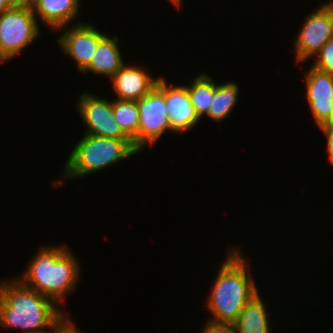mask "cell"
I'll return each mask as SVG.
<instances>
[{
	"instance_id": "17",
	"label": "cell",
	"mask_w": 333,
	"mask_h": 333,
	"mask_svg": "<svg viewBox=\"0 0 333 333\" xmlns=\"http://www.w3.org/2000/svg\"><path fill=\"white\" fill-rule=\"evenodd\" d=\"M185 87L199 118L207 116L215 91V81L207 73H200L190 86Z\"/></svg>"
},
{
	"instance_id": "15",
	"label": "cell",
	"mask_w": 333,
	"mask_h": 333,
	"mask_svg": "<svg viewBox=\"0 0 333 333\" xmlns=\"http://www.w3.org/2000/svg\"><path fill=\"white\" fill-rule=\"evenodd\" d=\"M267 307L260 294L255 295L242 309L233 324L236 333H270Z\"/></svg>"
},
{
	"instance_id": "21",
	"label": "cell",
	"mask_w": 333,
	"mask_h": 333,
	"mask_svg": "<svg viewBox=\"0 0 333 333\" xmlns=\"http://www.w3.org/2000/svg\"><path fill=\"white\" fill-rule=\"evenodd\" d=\"M67 316H64L54 327L53 331L50 333H82L80 330L75 328L73 323L68 320V318H65Z\"/></svg>"
},
{
	"instance_id": "6",
	"label": "cell",
	"mask_w": 333,
	"mask_h": 333,
	"mask_svg": "<svg viewBox=\"0 0 333 333\" xmlns=\"http://www.w3.org/2000/svg\"><path fill=\"white\" fill-rule=\"evenodd\" d=\"M139 109L138 135L132 140L141 152L143 147L153 145L165 133L171 131L165 102V78L160 76L149 93L137 100Z\"/></svg>"
},
{
	"instance_id": "14",
	"label": "cell",
	"mask_w": 333,
	"mask_h": 333,
	"mask_svg": "<svg viewBox=\"0 0 333 333\" xmlns=\"http://www.w3.org/2000/svg\"><path fill=\"white\" fill-rule=\"evenodd\" d=\"M119 38L106 35L97 46L89 66L82 72L93 73L94 75L108 76L110 79L125 64L123 54L118 47Z\"/></svg>"
},
{
	"instance_id": "20",
	"label": "cell",
	"mask_w": 333,
	"mask_h": 333,
	"mask_svg": "<svg viewBox=\"0 0 333 333\" xmlns=\"http://www.w3.org/2000/svg\"><path fill=\"white\" fill-rule=\"evenodd\" d=\"M319 128L326 136L328 158L333 165V123L323 124Z\"/></svg>"
},
{
	"instance_id": "1",
	"label": "cell",
	"mask_w": 333,
	"mask_h": 333,
	"mask_svg": "<svg viewBox=\"0 0 333 333\" xmlns=\"http://www.w3.org/2000/svg\"><path fill=\"white\" fill-rule=\"evenodd\" d=\"M240 250L237 247L227 252L228 256L211 285L205 307L213 316L208 323L233 325L245 305L259 293Z\"/></svg>"
},
{
	"instance_id": "25",
	"label": "cell",
	"mask_w": 333,
	"mask_h": 333,
	"mask_svg": "<svg viewBox=\"0 0 333 333\" xmlns=\"http://www.w3.org/2000/svg\"><path fill=\"white\" fill-rule=\"evenodd\" d=\"M168 1L174 4L173 6H176L177 8L180 7V4L182 3V0H168Z\"/></svg>"
},
{
	"instance_id": "12",
	"label": "cell",
	"mask_w": 333,
	"mask_h": 333,
	"mask_svg": "<svg viewBox=\"0 0 333 333\" xmlns=\"http://www.w3.org/2000/svg\"><path fill=\"white\" fill-rule=\"evenodd\" d=\"M139 65L128 66L124 64L121 69L111 78L112 88L117 99L137 101L147 95L157 84L160 77H152Z\"/></svg>"
},
{
	"instance_id": "19",
	"label": "cell",
	"mask_w": 333,
	"mask_h": 333,
	"mask_svg": "<svg viewBox=\"0 0 333 333\" xmlns=\"http://www.w3.org/2000/svg\"><path fill=\"white\" fill-rule=\"evenodd\" d=\"M313 67L333 76V38L327 41L314 55Z\"/></svg>"
},
{
	"instance_id": "7",
	"label": "cell",
	"mask_w": 333,
	"mask_h": 333,
	"mask_svg": "<svg viewBox=\"0 0 333 333\" xmlns=\"http://www.w3.org/2000/svg\"><path fill=\"white\" fill-rule=\"evenodd\" d=\"M296 37V62H305L333 38V1L321 5L304 18Z\"/></svg>"
},
{
	"instance_id": "24",
	"label": "cell",
	"mask_w": 333,
	"mask_h": 333,
	"mask_svg": "<svg viewBox=\"0 0 333 333\" xmlns=\"http://www.w3.org/2000/svg\"><path fill=\"white\" fill-rule=\"evenodd\" d=\"M10 8H11V5L8 3L7 0H0V14L9 10Z\"/></svg>"
},
{
	"instance_id": "2",
	"label": "cell",
	"mask_w": 333,
	"mask_h": 333,
	"mask_svg": "<svg viewBox=\"0 0 333 333\" xmlns=\"http://www.w3.org/2000/svg\"><path fill=\"white\" fill-rule=\"evenodd\" d=\"M52 300L24 286L17 278L0 283V326L22 330L21 333L46 331L65 316Z\"/></svg>"
},
{
	"instance_id": "16",
	"label": "cell",
	"mask_w": 333,
	"mask_h": 333,
	"mask_svg": "<svg viewBox=\"0 0 333 333\" xmlns=\"http://www.w3.org/2000/svg\"><path fill=\"white\" fill-rule=\"evenodd\" d=\"M238 95L239 87L236 83H215V91L213 92L207 117L217 122L225 120L237 104Z\"/></svg>"
},
{
	"instance_id": "9",
	"label": "cell",
	"mask_w": 333,
	"mask_h": 333,
	"mask_svg": "<svg viewBox=\"0 0 333 333\" xmlns=\"http://www.w3.org/2000/svg\"><path fill=\"white\" fill-rule=\"evenodd\" d=\"M105 36L93 25L77 22L72 28L64 29L58 37V44L65 55L76 61L78 70L83 72L91 63L98 43Z\"/></svg>"
},
{
	"instance_id": "4",
	"label": "cell",
	"mask_w": 333,
	"mask_h": 333,
	"mask_svg": "<svg viewBox=\"0 0 333 333\" xmlns=\"http://www.w3.org/2000/svg\"><path fill=\"white\" fill-rule=\"evenodd\" d=\"M138 152L132 140L84 134L64 164L63 177L72 180L90 175Z\"/></svg>"
},
{
	"instance_id": "8",
	"label": "cell",
	"mask_w": 333,
	"mask_h": 333,
	"mask_svg": "<svg viewBox=\"0 0 333 333\" xmlns=\"http://www.w3.org/2000/svg\"><path fill=\"white\" fill-rule=\"evenodd\" d=\"M78 98L76 110L87 126L84 134L131 140L114 120L113 101L108 102L88 92L82 93Z\"/></svg>"
},
{
	"instance_id": "13",
	"label": "cell",
	"mask_w": 333,
	"mask_h": 333,
	"mask_svg": "<svg viewBox=\"0 0 333 333\" xmlns=\"http://www.w3.org/2000/svg\"><path fill=\"white\" fill-rule=\"evenodd\" d=\"M80 0H34L32 11L50 29L68 28V23L78 17ZM38 16V17H37Z\"/></svg>"
},
{
	"instance_id": "22",
	"label": "cell",
	"mask_w": 333,
	"mask_h": 333,
	"mask_svg": "<svg viewBox=\"0 0 333 333\" xmlns=\"http://www.w3.org/2000/svg\"><path fill=\"white\" fill-rule=\"evenodd\" d=\"M201 333H236L233 325H215L206 323Z\"/></svg>"
},
{
	"instance_id": "10",
	"label": "cell",
	"mask_w": 333,
	"mask_h": 333,
	"mask_svg": "<svg viewBox=\"0 0 333 333\" xmlns=\"http://www.w3.org/2000/svg\"><path fill=\"white\" fill-rule=\"evenodd\" d=\"M305 75V94L314 120L319 127L333 123V76L313 66Z\"/></svg>"
},
{
	"instance_id": "18",
	"label": "cell",
	"mask_w": 333,
	"mask_h": 333,
	"mask_svg": "<svg viewBox=\"0 0 333 333\" xmlns=\"http://www.w3.org/2000/svg\"><path fill=\"white\" fill-rule=\"evenodd\" d=\"M114 120L123 132L133 140L138 135L139 109L137 101L113 100Z\"/></svg>"
},
{
	"instance_id": "3",
	"label": "cell",
	"mask_w": 333,
	"mask_h": 333,
	"mask_svg": "<svg viewBox=\"0 0 333 333\" xmlns=\"http://www.w3.org/2000/svg\"><path fill=\"white\" fill-rule=\"evenodd\" d=\"M78 264L66 245L44 246L33 256L22 278L17 279L57 305L75 290L81 273Z\"/></svg>"
},
{
	"instance_id": "23",
	"label": "cell",
	"mask_w": 333,
	"mask_h": 333,
	"mask_svg": "<svg viewBox=\"0 0 333 333\" xmlns=\"http://www.w3.org/2000/svg\"><path fill=\"white\" fill-rule=\"evenodd\" d=\"M11 7H32L34 0H7Z\"/></svg>"
},
{
	"instance_id": "5",
	"label": "cell",
	"mask_w": 333,
	"mask_h": 333,
	"mask_svg": "<svg viewBox=\"0 0 333 333\" xmlns=\"http://www.w3.org/2000/svg\"><path fill=\"white\" fill-rule=\"evenodd\" d=\"M38 19L31 7H11L0 14V58L16 57L40 34Z\"/></svg>"
},
{
	"instance_id": "11",
	"label": "cell",
	"mask_w": 333,
	"mask_h": 333,
	"mask_svg": "<svg viewBox=\"0 0 333 333\" xmlns=\"http://www.w3.org/2000/svg\"><path fill=\"white\" fill-rule=\"evenodd\" d=\"M165 102L172 132L191 130L200 121L184 85H171L165 79Z\"/></svg>"
}]
</instances>
